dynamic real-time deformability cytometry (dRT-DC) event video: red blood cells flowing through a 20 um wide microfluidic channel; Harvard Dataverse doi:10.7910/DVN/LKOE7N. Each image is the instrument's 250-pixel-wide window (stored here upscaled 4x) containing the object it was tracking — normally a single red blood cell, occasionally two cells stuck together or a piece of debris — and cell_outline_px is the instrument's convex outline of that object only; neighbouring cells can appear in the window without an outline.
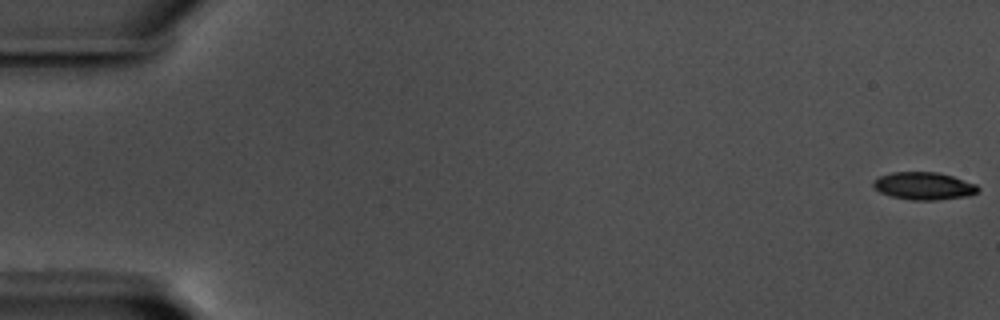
{"species": "common noctule bat (a hibernating species)", "species_latin": "Nyctalus noctula", "temperature_condition": "warm", "stored_images_in_passage": 59, "camera_frame_rate_fps": 3000, "um_per_image_px": 0.085, "animal": {"sex": "male", "body_mass_g": 17.5, "forearm_length_mm": 52.3}, "frame": {"image": 1, "passage_image": 1, "time_ms": 0.0, "image_size_px": [1000, 320], "cell_outline_px": [[980, 188], [976, 192], [968, 196], [936, 200], [912, 200], [892, 196], [880, 192], [872, 184], [872, 180], [880, 176], [892, 172], [936, 172], [952, 176], [976, 184]], "centroid_in_image_um": [78.52, 15.8], "position_along_channel_um": 6.5, "area_um2": 16.7}}
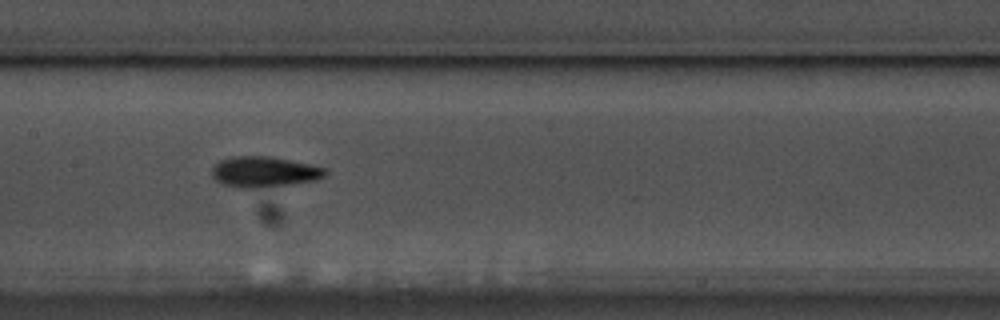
{"frame": {"image": 2, "passage_image": 30, "time_ms": 9.667, "image_size_px": [1000, 320], "cell_outline_px": [[328, 172], [324, 176], [316, 180], [292, 184], [256, 188], [240, 188], [220, 184], [212, 176], [212, 168], [220, 160], [232, 156], [268, 156], [328, 168]], "centroid_in_image_um": [22.44, 14.61], "position_along_channel_um": 185.0, "area_um2": 20.29}}
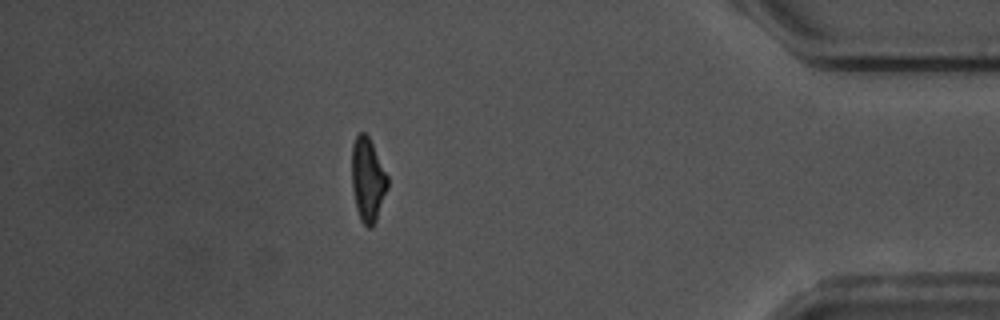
{"frame": {"image": 3, "passage_image": 52, "time_ms": 17.0, "image_size_px": [1000, 320], "cell_outline_px": [[388, 188], [376, 220], [372, 228], [368, 228], [360, 220], [356, 208], [352, 188], [352, 144], [356, 136], [360, 132], [364, 132], [368, 136], [388, 176]], "centroid_in_image_um": [31.25, 15.3], "position_along_channel_um": 403.9, "area_um2": 17.46}, "authors_computed_cell_mechanics": {"area_um2": 18.2648, "velocity_mm_per_s": 3.5547, "shape_relaxation_time_tau1_ms": 3.2464, "shape_relaxation_time_tau2_ms": 5.4559, "deformation_change_tau1": 0.1405, "deformation_change_tau2": 0.1382}}